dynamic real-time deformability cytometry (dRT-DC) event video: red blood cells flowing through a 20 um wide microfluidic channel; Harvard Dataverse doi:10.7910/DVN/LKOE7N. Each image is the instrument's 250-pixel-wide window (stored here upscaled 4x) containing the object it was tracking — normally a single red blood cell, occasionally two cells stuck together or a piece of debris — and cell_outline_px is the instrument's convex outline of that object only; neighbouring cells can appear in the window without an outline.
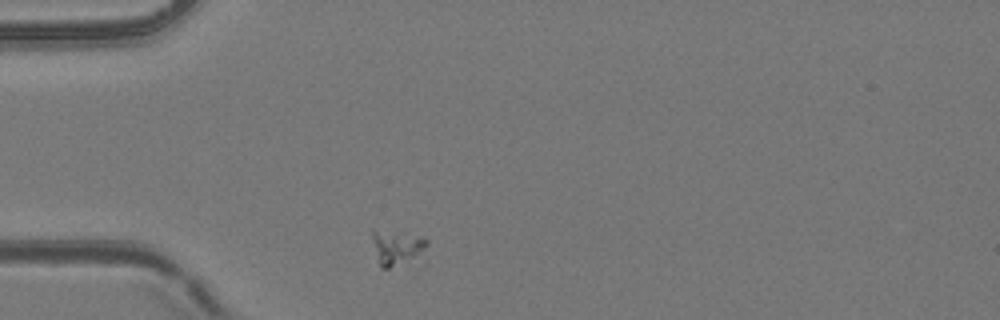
{"species": "common noctule bat (a hibernating species)", "species_latin": "Nyctalus noctula", "temperature_condition": "room temperature", "stored_images_in_passage": 1, "camera_frame_rate_fps": 3000, "um_per_image_px": 0.085, "animal": {"sex": "female", "body_mass_g": 24.6, "forearm_length_mm": 56.2}, "frame": {"image": 1, "passage_image": 1, "time_ms": 0.0, "image_size_px": [1000, 320], "cell_outline_px": [[428, 244], [424, 248], [412, 256], [388, 268], [380, 268], [372, 236], [372, 228], [424, 236], [428, 240]], "centroid_in_image_um": [33.67, 20.94], "position_along_channel_um": 51.3, "area_um2": 10.4}}